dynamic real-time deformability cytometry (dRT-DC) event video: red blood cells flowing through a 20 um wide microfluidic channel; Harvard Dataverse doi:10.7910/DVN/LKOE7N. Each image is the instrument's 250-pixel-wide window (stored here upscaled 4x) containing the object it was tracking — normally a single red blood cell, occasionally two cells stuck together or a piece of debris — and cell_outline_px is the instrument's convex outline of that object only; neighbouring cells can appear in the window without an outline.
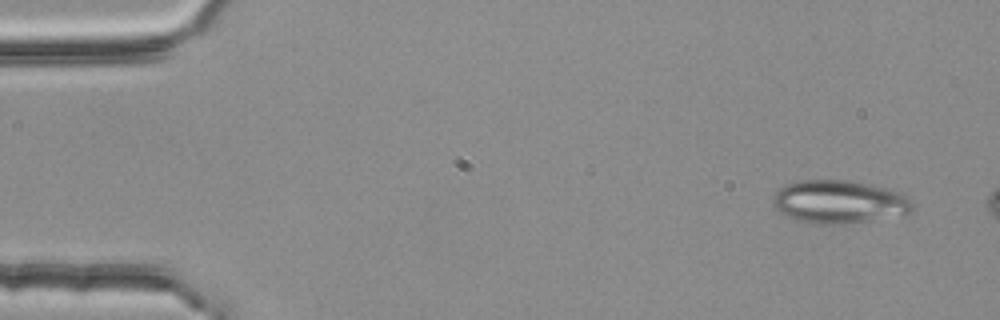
{"species": "common noctule bat (a hibernating species)", "species_latin": "Nyctalus noctula", "temperature_condition": "room temperature", "stored_images_in_passage": 3, "camera_frame_rate_fps": 3000, "um_per_image_px": 0.085, "animal": {"sex": "female", "body_mass_g": 25.1}, "frame": {"image": 1, "passage_image": 1, "time_ms": 0.0, "image_size_px": [1000, 320], "cell_outline_px": [[916, 204], [912, 212], [904, 216], [844, 224], [816, 224], [796, 220], [780, 212], [776, 208], [772, 200], [776, 192], [780, 188], [788, 184], [804, 180], [848, 180], [888, 188], [904, 192]], "centroid_in_image_um": [71.45, 17.17], "position_along_channel_um": 13.6, "area_um2": 35.6}}